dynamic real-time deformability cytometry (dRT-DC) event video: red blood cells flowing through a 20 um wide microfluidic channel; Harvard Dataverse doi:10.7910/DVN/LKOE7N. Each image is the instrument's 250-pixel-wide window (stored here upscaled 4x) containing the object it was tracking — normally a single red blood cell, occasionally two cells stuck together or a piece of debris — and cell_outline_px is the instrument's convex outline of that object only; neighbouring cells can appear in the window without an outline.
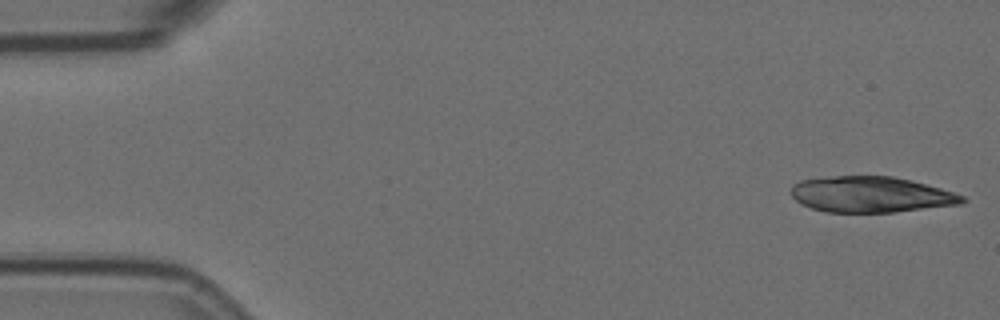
{"species": "Egyptian fruit bat (a non-hibernating species)", "species_latin": "Rousettus aegyptiacus", "temperature_condition": "room temperature", "stored_images_in_passage": 8, "camera_frame_rate_fps": 3000, "um_per_image_px": 0.085, "animal": {"sex": "female"}, "frame": {"image": 1, "passage_image": 1, "time_ms": 0.0, "image_size_px": [1000, 320], "cell_outline_px": [[968, 200], [960, 204], [896, 212], [824, 212], [800, 204], [792, 196], [792, 184], [800, 180], [836, 176], [892, 176], [940, 188], [964, 196]], "centroid_in_image_um": [74.01, 16.54], "position_along_channel_um": 11.0, "area_um2": 35.6}}
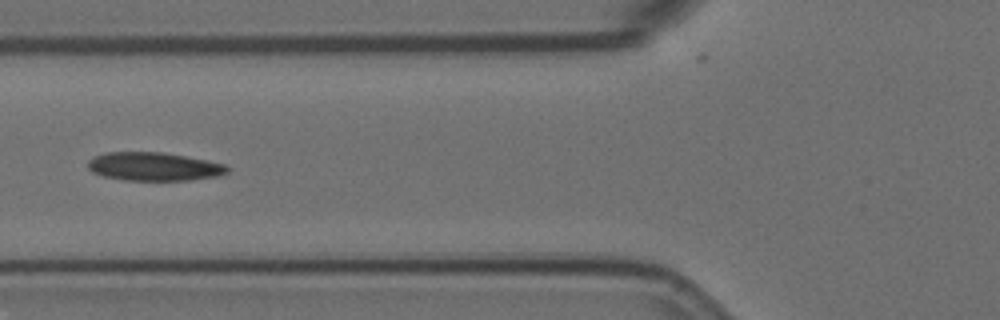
{"frame": {"image": 2, "passage_image": 7, "time_ms": 2.0, "image_size_px": [1000, 320], "cell_outline_px": [[228, 172], [220, 176], [188, 180], [124, 180], [104, 176], [92, 172], [88, 168], [88, 160], [104, 152], [164, 152], [224, 164], [228, 168]], "centroid_in_image_um": [13.06, 14.16], "position_along_channel_um": 112.7, "area_um2": 22.95}}
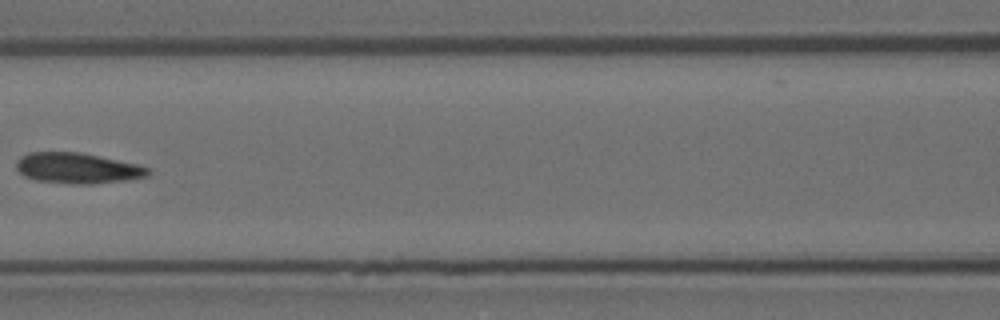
{"frame": {"image": 3, "passage_image": 8, "time_ms": 2.333, "image_size_px": [1000, 320], "cell_outline_px": [[152, 172], [148, 176], [128, 180], [92, 184], [72, 184], [36, 180], [24, 176], [16, 168], [16, 160], [20, 156], [28, 152], [80, 152], [136, 164], [148, 168]], "centroid_in_image_um": [6.57, 14.3], "position_along_channel_um": 160.0, "area_um2": 23.58}}